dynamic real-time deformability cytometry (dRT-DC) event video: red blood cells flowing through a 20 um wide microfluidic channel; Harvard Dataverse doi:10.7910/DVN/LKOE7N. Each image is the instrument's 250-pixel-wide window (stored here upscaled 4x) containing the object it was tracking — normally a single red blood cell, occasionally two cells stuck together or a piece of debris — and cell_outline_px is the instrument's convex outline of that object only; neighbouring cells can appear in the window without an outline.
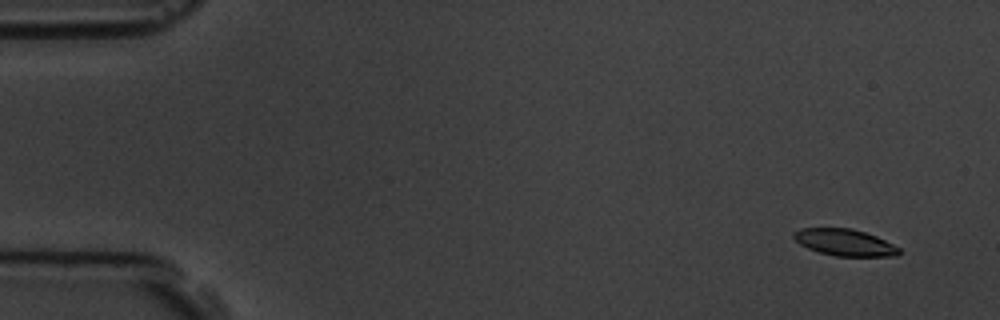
{"species": "common noctule bat (a hibernating species)", "species_latin": "Nyctalus noctula", "temperature_condition": "room temperature", "stored_images_in_passage": 7, "camera_frame_rate_fps": 3000, "um_per_image_px": 0.085, "animal": {"sex": "male", "body_mass_g": 19.5, "forearm_length_mm": 54.6}, "frame": {"image": 1, "passage_image": 2, "time_ms": 1.0, "image_size_px": [1000, 320], "cell_outline_px": [[900, 252], [896, 256], [836, 256], [820, 252], [808, 248], [800, 244], [792, 236], [792, 232], [800, 228], [852, 228], [876, 236], [900, 248]], "centroid_in_image_um": [71.78, 20.6], "position_along_channel_um": 13.2, "area_um2": 16.3}}
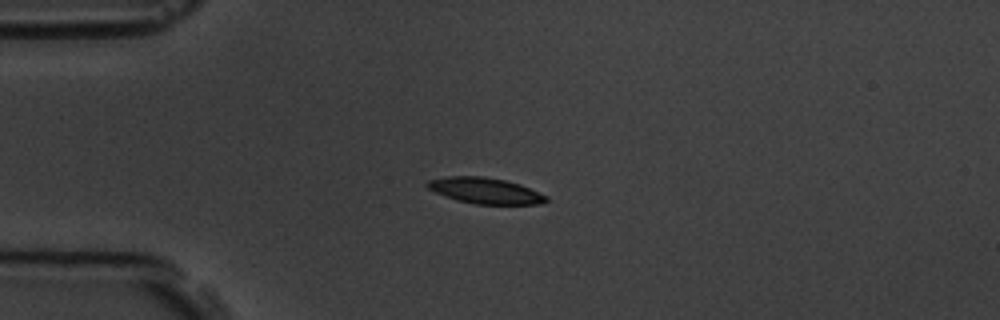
{"frame": {"image": 2, "passage_image": 5, "time_ms": 4.667, "image_size_px": [1000, 320], "cell_outline_px": [[548, 200], [540, 204], [476, 204], [456, 200], [436, 192], [428, 188], [424, 184], [428, 180], [448, 176], [484, 176], [504, 180], [520, 184], [548, 196]], "centroid_in_image_um": [41.24, 16.2], "position_along_channel_um": 43.8, "area_um2": 17.92}}
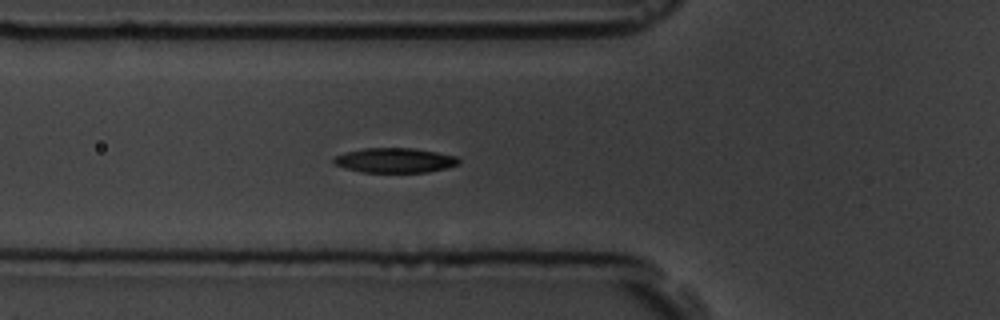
{"frame": {"image": 3, "passage_image": 7, "time_ms": 6.667, "image_size_px": [1000, 320], "cell_outline_px": [[460, 164], [448, 168], [428, 172], [360, 172], [332, 164], [332, 160], [336, 156], [344, 152], [364, 148], [416, 148], [456, 156], [460, 160]], "centroid_in_image_um": [33.56, 13.63], "position_along_channel_um": 92.2, "area_um2": 18.21}}